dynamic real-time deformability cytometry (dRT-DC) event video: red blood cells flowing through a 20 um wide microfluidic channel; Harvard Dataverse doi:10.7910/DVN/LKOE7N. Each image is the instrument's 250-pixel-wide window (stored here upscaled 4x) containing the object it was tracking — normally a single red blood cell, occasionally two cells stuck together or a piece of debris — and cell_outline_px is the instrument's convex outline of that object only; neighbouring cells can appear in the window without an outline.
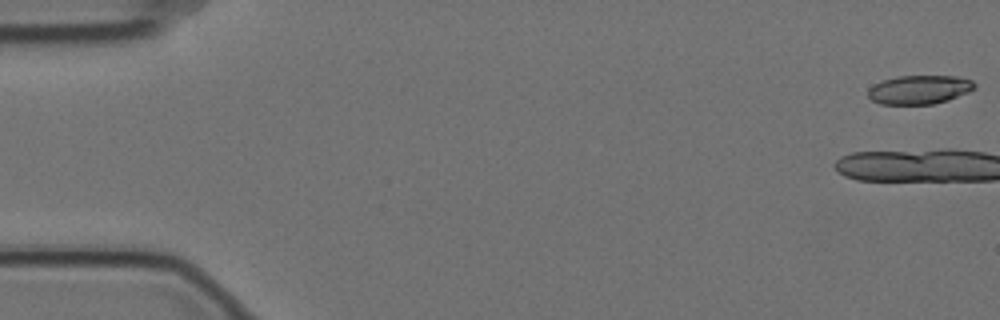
{"species": "Egyptian fruit bat (a non-hibernating species)", "species_latin": "Rousettus aegyptiacus", "temperature_condition": "cold", "stored_images_in_passage": 5, "camera_frame_rate_fps": 3000, "um_per_image_px": 0.085, "animal": {"sex": "female"}, "frame": {"image": 1, "passage_image": 1, "time_ms": 0.0, "image_size_px": [1000, 320], "cell_outline_px": [[976, 88], [968, 92], [948, 100], [932, 104], [880, 104], [872, 100], [868, 96], [868, 88], [880, 80], [896, 76], [956, 76], [972, 80], [976, 84]], "centroid_in_image_um": [78.13, 7.61], "position_along_channel_um": 6.9, "area_um2": 18.03}}